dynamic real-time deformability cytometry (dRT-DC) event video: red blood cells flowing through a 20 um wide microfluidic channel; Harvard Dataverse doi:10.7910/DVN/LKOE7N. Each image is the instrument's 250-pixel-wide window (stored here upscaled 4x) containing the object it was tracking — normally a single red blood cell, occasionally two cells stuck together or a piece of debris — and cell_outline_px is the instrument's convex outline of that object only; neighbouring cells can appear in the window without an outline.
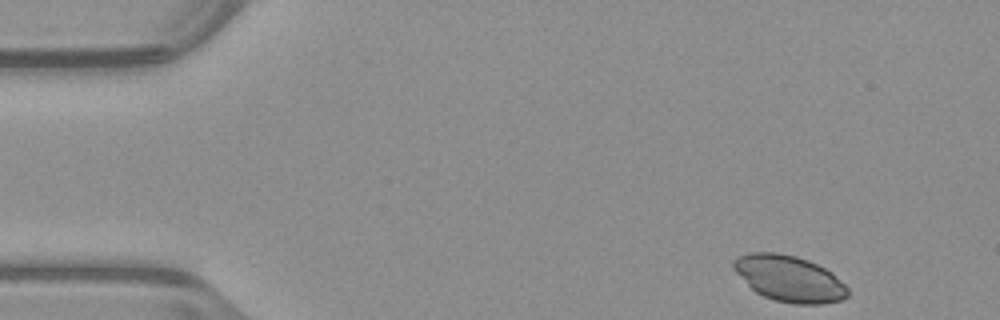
{"species": "common noctule bat (a hibernating species)", "species_latin": "Nyctalus noctula", "temperature_condition": "warm", "stored_images_in_passage": 48, "camera_frame_rate_fps": 3000, "um_per_image_px": 0.085, "animal": {"sex": "male", "body_mass_g": 23.1, "forearm_length_mm": 52.7}, "frame": {"image": 1, "passage_image": 1, "time_ms": 0.0, "image_size_px": [1000, 320], "cell_outline_px": [[848, 296], [840, 300], [824, 304], [792, 304], [776, 300], [764, 296], [756, 292], [732, 268], [732, 260], [740, 256], [752, 252], [776, 252], [796, 256], [808, 260], [832, 272], [848, 288]], "centroid_in_image_um": [67.09, 23.68], "position_along_channel_um": 17.9, "area_um2": 30.52}}